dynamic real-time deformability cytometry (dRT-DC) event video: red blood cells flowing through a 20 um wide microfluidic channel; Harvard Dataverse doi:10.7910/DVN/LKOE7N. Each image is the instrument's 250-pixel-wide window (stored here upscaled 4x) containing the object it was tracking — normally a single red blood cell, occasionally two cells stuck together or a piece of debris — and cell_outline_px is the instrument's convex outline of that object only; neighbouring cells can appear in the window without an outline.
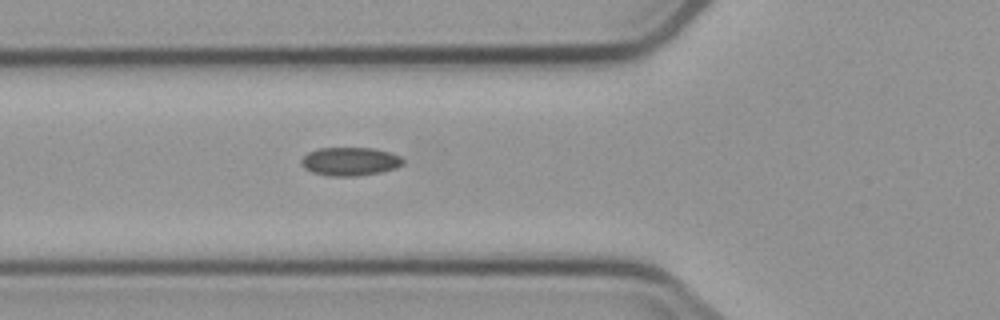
{"species": "common noctule bat (a hibernating species)", "species_latin": "Nyctalus noctula", "temperature_condition": "cold", "stored_images_in_passage": 4, "camera_frame_rate_fps": 3000, "um_per_image_px": 0.085, "animal": {"sex": "male", "body_mass_g": 23.1, "forearm_length_mm": 52.7}, "frame": {"image": 1, "passage_image": 4, "time_ms": 3.667, "image_size_px": [1000, 320], "cell_outline_px": [[404, 164], [380, 172], [356, 176], [332, 176], [312, 172], [304, 168], [300, 164], [300, 160], [308, 152], [320, 148], [376, 148], [392, 152], [400, 156], [404, 160]], "centroid_in_image_um": [29.75, 13.71], "position_along_channel_um": 96.1, "area_um2": 16.88}}